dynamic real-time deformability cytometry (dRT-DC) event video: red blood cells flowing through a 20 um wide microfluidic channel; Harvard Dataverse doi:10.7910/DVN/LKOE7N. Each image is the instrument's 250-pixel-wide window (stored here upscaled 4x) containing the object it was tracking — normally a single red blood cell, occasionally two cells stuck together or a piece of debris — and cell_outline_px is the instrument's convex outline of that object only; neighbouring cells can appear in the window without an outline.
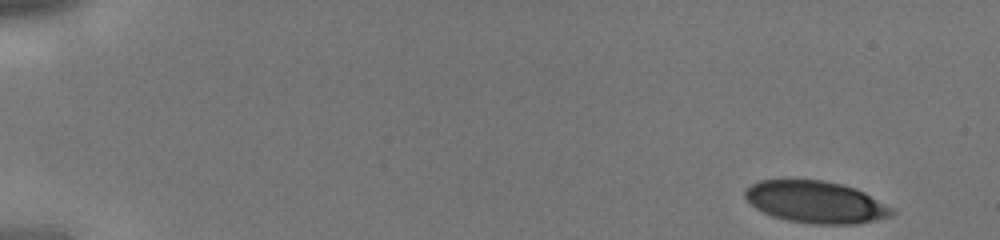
{"species": "human", "species_latin": "Homo sapiens", "temperature_condition": "cold", "stored_images_in_passage": 41, "camera_frame_rate_fps": 3000, "um_per_image_px": 0.085, "donor": {"sex": "male"}, "frame": {"image": 1, "passage_image": 1, "time_ms": 0.0, "image_size_px": [1000, 240], "cell_outline_px": [[896, 212], [892, 216], [856, 224], [812, 224], [788, 220], [772, 216], [756, 208], [744, 196], [744, 188], [760, 180], [824, 180], [856, 188], [864, 192], [892, 208]], "centroid_in_image_um": [69.33, 17.17], "position_along_channel_um": 15.7, "area_um2": 35.78}}
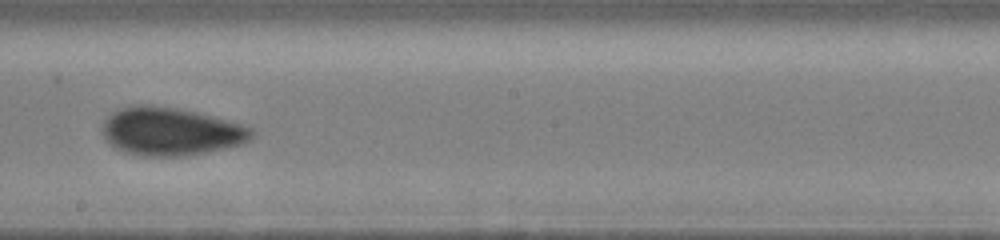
{"frame": {"image": 2, "passage_image": 24, "time_ms": 7.667, "image_size_px": [1000, 240], "cell_outline_px": [[252, 136], [248, 140], [240, 144], [228, 148], [180, 156], [140, 156], [124, 152], [108, 144], [100, 132], [100, 128], [104, 120], [112, 112], [120, 108], [136, 104], [152, 104], [176, 108], [196, 112], [240, 124], [252, 128]], "centroid_in_image_um": [14.41, 11.17], "position_along_channel_um": 233.8, "area_um2": 41.91}}
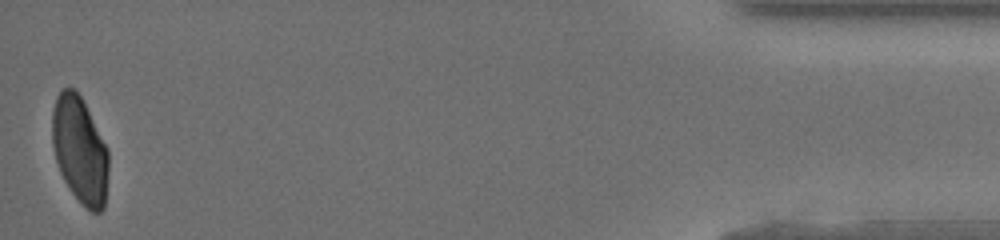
{"frame": {"image": 3, "passage_image": 41, "time_ms": 13.333, "image_size_px": [1000, 240], "cell_outline_px": [[108, 172], [104, 208], [100, 212], [92, 212], [72, 192], [64, 180], [60, 172], [56, 160], [52, 144], [52, 112], [56, 96], [64, 88], [72, 88], [80, 96], [108, 148]], "centroid_in_image_um": [6.78, 12.75], "position_along_channel_um": 428.4, "area_um2": 34.62}}